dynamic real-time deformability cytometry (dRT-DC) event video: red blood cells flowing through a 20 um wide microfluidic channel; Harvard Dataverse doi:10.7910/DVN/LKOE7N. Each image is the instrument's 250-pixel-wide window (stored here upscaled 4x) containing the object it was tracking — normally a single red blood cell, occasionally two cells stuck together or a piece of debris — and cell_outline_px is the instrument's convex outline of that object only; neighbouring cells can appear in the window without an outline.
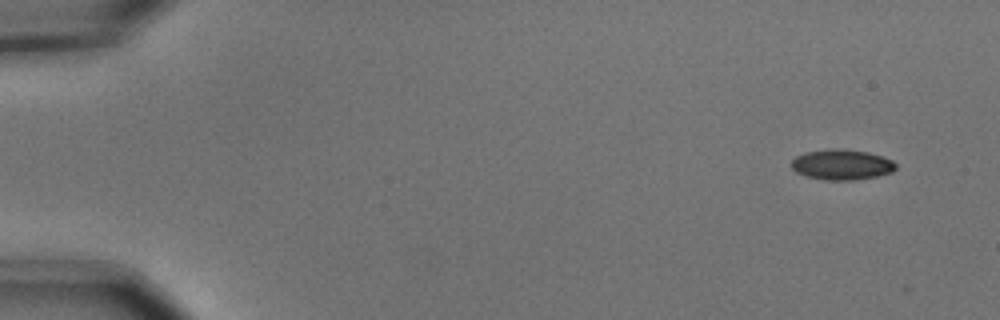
{"species": "common noctule bat (a hibernating species)", "species_latin": "Nyctalus noctula", "temperature_condition": "cold", "stored_images_in_passage": 10, "camera_frame_rate_fps": 3000, "um_per_image_px": 0.085, "animal": {"sex": "male", "body_mass_g": 15.6}, "frame": {"image": 1, "passage_image": 1, "time_ms": 0.0, "image_size_px": [1000, 320], "cell_outline_px": [[896, 168], [892, 172], [876, 176], [852, 180], [824, 180], [808, 176], [796, 172], [792, 168], [792, 160], [796, 156], [804, 152], [832, 148], [840, 148], [868, 152], [892, 160], [896, 164]], "centroid_in_image_um": [71.54, 13.98], "position_along_channel_um": 13.5, "area_um2": 18.44}}
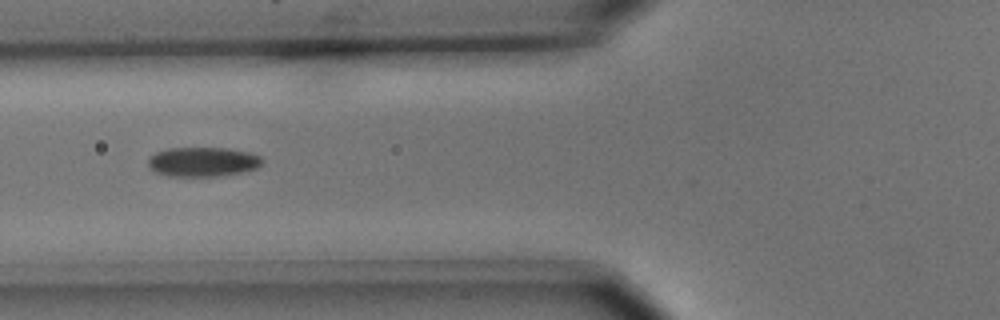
{"frame": {"image": 2, "passage_image": 6, "time_ms": 1.667, "image_size_px": [1000, 320], "cell_outline_px": [[264, 160], [256, 168], [244, 172], [220, 176], [168, 176], [156, 172], [148, 164], [148, 160], [156, 152], [168, 148], [228, 148], [248, 152], [260, 156]], "centroid_in_image_um": [17.26, 13.75], "position_along_channel_um": 108.5, "area_um2": 19.54}}
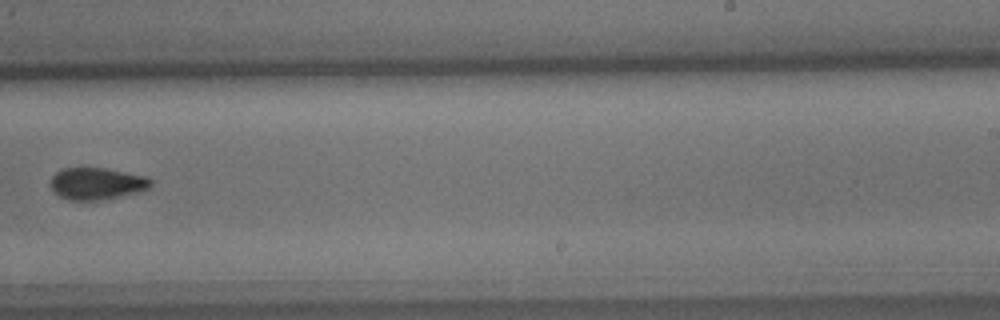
{"frame": {"image": 3, "passage_image": 10, "time_ms": 3.0, "image_size_px": [1000, 320], "cell_outline_px": [[152, 184], [148, 188], [140, 192], [108, 200], [68, 200], [60, 196], [52, 188], [52, 176], [56, 172], [64, 168], [104, 168], [148, 176], [152, 180]], "centroid_in_image_um": [8.29, 15.62], "position_along_channel_um": 280.7, "area_um2": 18.79}}